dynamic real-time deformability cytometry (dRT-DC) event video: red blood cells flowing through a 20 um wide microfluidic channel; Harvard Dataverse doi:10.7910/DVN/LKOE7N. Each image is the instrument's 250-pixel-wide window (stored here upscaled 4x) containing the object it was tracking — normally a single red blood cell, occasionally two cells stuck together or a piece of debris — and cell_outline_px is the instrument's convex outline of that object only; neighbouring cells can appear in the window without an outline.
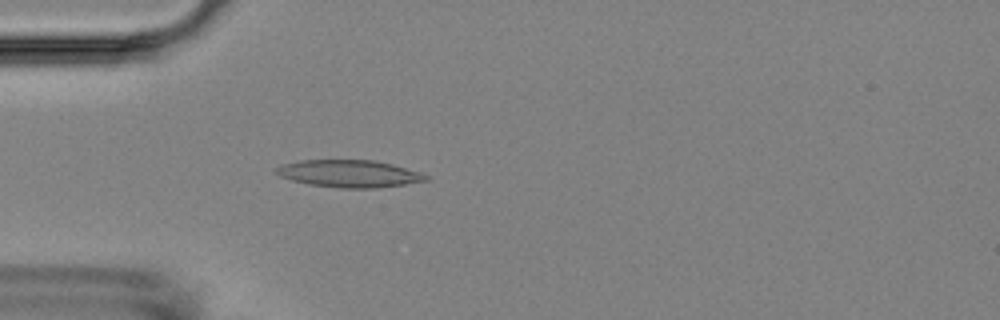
{"species": "Egyptian fruit bat (a non-hibernating species)", "species_latin": "Rousettus aegyptiacus", "temperature_condition": "room temperature", "stored_images_in_passage": 4, "camera_frame_rate_fps": 3000, "um_per_image_px": 0.085, "animal": {"sex": "female"}, "frame": {"image": 1, "passage_image": 4, "time_ms": 3.333, "image_size_px": [1000, 320], "cell_outline_px": [[428, 180], [404, 184], [376, 188], [340, 188], [308, 184], [292, 180], [280, 176], [276, 172], [276, 168], [280, 164], [300, 160], [372, 160], [392, 164], [420, 172], [428, 176]], "centroid_in_image_um": [29.66, 14.75], "position_along_channel_um": 55.3, "area_um2": 23.7}}